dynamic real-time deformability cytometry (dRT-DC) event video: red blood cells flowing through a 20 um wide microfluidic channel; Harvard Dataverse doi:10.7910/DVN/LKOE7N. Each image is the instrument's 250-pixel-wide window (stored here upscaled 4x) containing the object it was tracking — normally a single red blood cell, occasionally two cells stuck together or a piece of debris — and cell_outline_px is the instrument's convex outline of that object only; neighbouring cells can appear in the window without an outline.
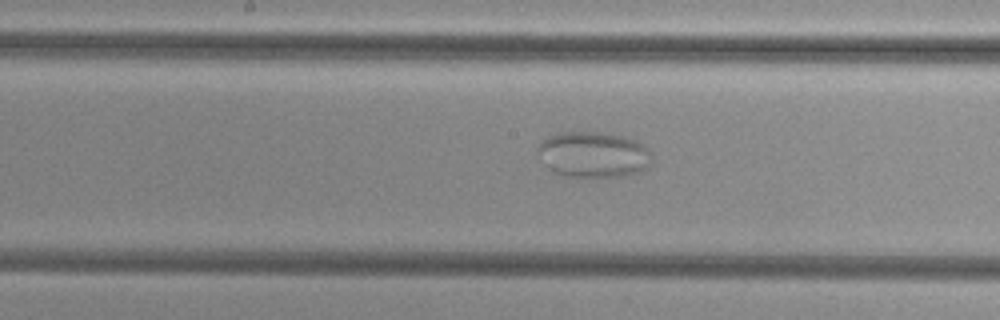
{"species": "common noctule bat (a hibernating species)", "species_latin": "Nyctalus noctula", "temperature_condition": "cold", "stored_images_in_passage": 44, "camera_frame_rate_fps": 3000, "um_per_image_px": 0.085, "animal": {"sex": "female", "body_mass_g": 29.2, "forearm_length_mm": 56.3}, "frame": {"image": 1, "passage_image": 18, "time_ms": 5.667, "image_size_px": [1000, 320], "cell_outline_px": [[652, 164], [648, 168], [640, 172], [620, 176], [564, 176], [552, 172], [544, 164], [536, 148], [548, 136], [560, 132], [604, 132], [624, 136], [636, 140], [648, 148], [652, 152]], "centroid_in_image_um": [50.47, 13.13], "position_along_channel_um": 197.7, "area_um2": 30.75}}
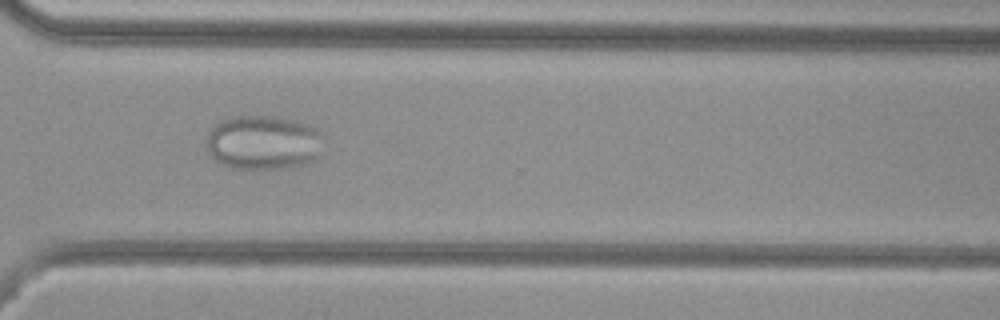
{"frame": {"image": 2, "passage_image": 30, "time_ms": 9.667, "image_size_px": [1000, 320], "cell_outline_px": [[324, 136], [320, 156], [316, 160], [308, 164], [288, 168], [232, 168], [220, 164], [208, 152], [208, 136], [212, 128], [220, 120], [236, 116], [276, 116], [308, 124], [320, 128], [324, 132]], "centroid_in_image_um": [22.48, 12.11], "position_along_channel_um": 348.1, "area_um2": 37.63}}
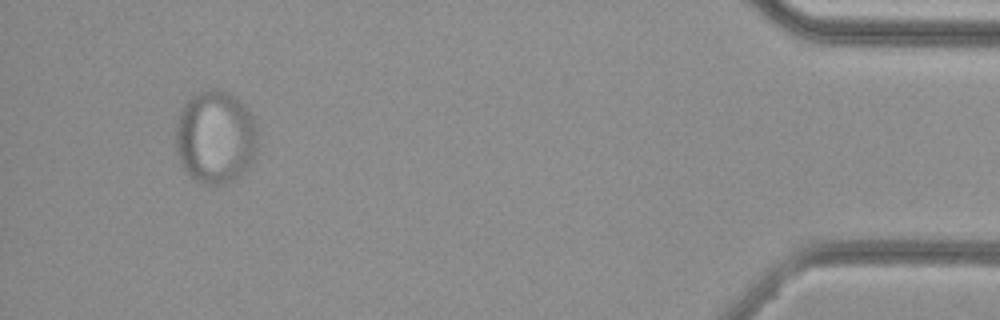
{"frame": {"image": 3, "passage_image": 41, "time_ms": 13.333, "image_size_px": [1000, 320], "cell_outline_px": [[256, 152], [252, 160], [240, 176], [236, 180], [224, 184], [204, 184], [188, 176], [180, 164], [172, 144], [176, 120], [180, 108], [196, 92], [212, 88], [216, 88], [228, 92], [240, 100], [244, 104], [252, 116], [256, 128]], "centroid_in_image_um": [18.24, 11.65], "position_along_channel_um": 417.0, "area_um2": 45.55}}